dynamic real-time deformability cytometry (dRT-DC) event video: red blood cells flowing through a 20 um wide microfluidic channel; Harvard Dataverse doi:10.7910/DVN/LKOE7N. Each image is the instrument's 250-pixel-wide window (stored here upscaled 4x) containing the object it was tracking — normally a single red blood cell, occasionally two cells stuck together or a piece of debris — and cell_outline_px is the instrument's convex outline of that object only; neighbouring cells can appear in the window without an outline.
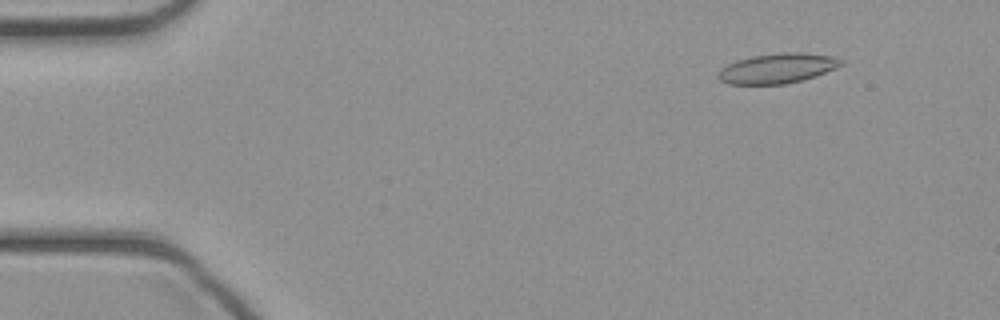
{"species": "common noctule bat (a hibernating species)", "species_latin": "Nyctalus noctula", "temperature_condition": "cold", "stored_images_in_passage": 44, "camera_frame_rate_fps": 3000, "um_per_image_px": 0.085, "animal": {"sex": "female", "body_mass_g": 21.9}, "frame": {"image": 1, "passage_image": 5, "time_ms": 1.333, "image_size_px": [1000, 320], "cell_outline_px": [[844, 64], [836, 68], [816, 76], [784, 84], [728, 84], [720, 80], [716, 76], [720, 68], [736, 60], [752, 56], [780, 52], [800, 52], [836, 56], [844, 60]], "centroid_in_image_um": [66.1, 5.79], "position_along_channel_um": 18.9, "area_um2": 21.68}}
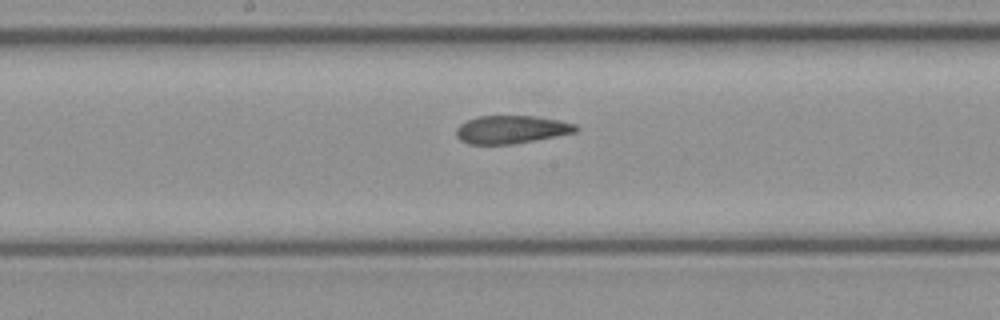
{"frame": {"image": 2, "passage_image": 23, "time_ms": 7.333, "image_size_px": [1000, 320], "cell_outline_px": [[580, 128], [576, 132], [536, 140], [512, 144], [468, 144], [460, 140], [456, 136], [456, 128], [460, 124], [468, 120], [480, 116], [536, 116], [560, 120], [576, 124]], "centroid_in_image_um": [43.48, 11.01], "position_along_channel_um": 204.7, "area_um2": 19.59}}
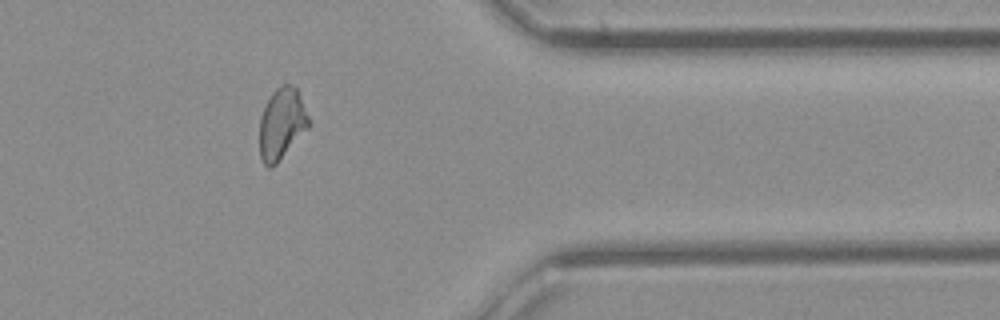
{"frame": {"image": 3, "passage_image": 36, "time_ms": 11.667, "image_size_px": [1000, 320], "cell_outline_px": [[308, 128], [276, 164], [272, 168], [268, 168], [264, 164], [260, 156], [260, 116], [272, 92], [276, 88], [284, 84], [288, 84], [296, 88], [308, 116]], "centroid_in_image_um": [23.92, 10.54], "position_along_channel_um": 387.5, "area_um2": 20.0}}